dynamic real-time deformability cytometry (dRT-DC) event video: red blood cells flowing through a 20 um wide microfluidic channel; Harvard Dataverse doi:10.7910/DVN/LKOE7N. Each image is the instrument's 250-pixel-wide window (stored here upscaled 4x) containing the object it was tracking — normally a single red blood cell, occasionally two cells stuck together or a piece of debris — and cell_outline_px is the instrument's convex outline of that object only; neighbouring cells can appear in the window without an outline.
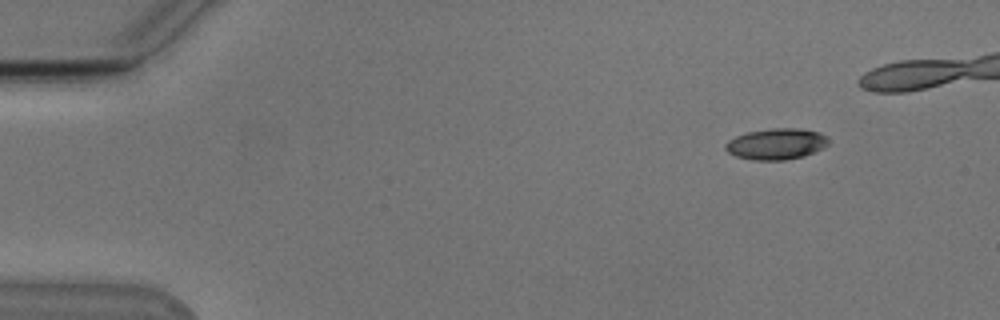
{"species": "Egyptian fruit bat (a non-hibernating species)", "species_latin": "Rousettus aegyptiacus", "temperature_condition": "cold", "stored_images_in_passage": 41, "camera_frame_rate_fps": 3000, "um_per_image_px": 0.085, "animal": {"sex": "male"}, "frame": {"image": 1, "passage_image": 1, "time_ms": 0.0, "image_size_px": [1000, 320], "cell_outline_px": [[828, 144], [824, 148], [804, 156], [784, 160], [752, 160], [736, 156], [728, 152], [724, 148], [724, 144], [728, 140], [736, 136], [748, 132], [772, 128], [796, 128], [820, 132], [828, 136]], "centroid_in_image_um": [65.99, 12.24], "position_along_channel_um": 19.0, "area_um2": 18.79}}
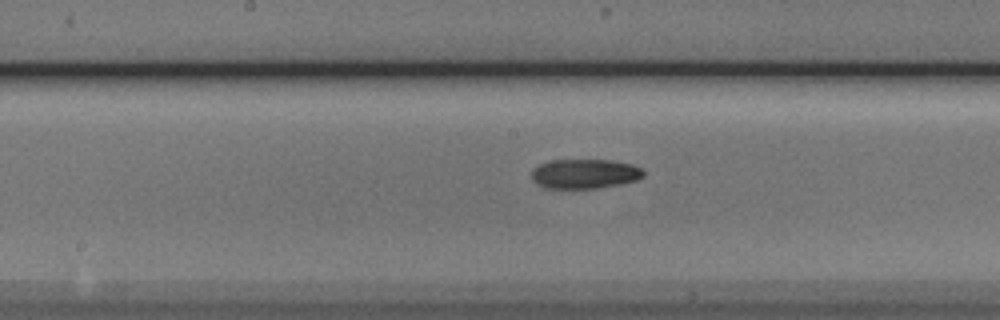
{"frame": {"image": 2, "passage_image": 23, "time_ms": 7.333, "image_size_px": [1000, 320], "cell_outline_px": [[644, 176], [636, 180], [620, 184], [596, 188], [544, 188], [536, 184], [532, 180], [532, 168], [540, 164], [552, 160], [608, 160], [632, 164], [640, 168], [644, 172]], "centroid_in_image_um": [49.67, 14.77], "position_along_channel_um": 198.5, "area_um2": 19.25}}
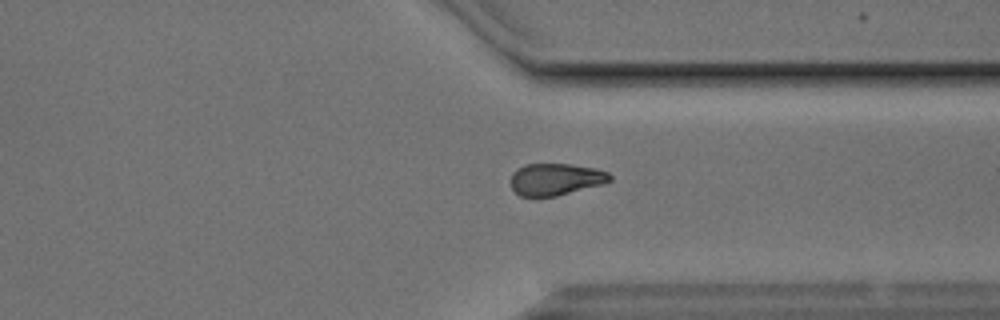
{"frame": {"image": 3, "passage_image": 36, "time_ms": 11.667, "image_size_px": [1000, 320], "cell_outline_px": [[612, 180], [604, 184], [556, 196], [520, 196], [512, 188], [508, 180], [512, 172], [516, 168], [524, 164], [572, 164], [596, 168], [608, 172], [612, 176]], "centroid_in_image_um": [47.21, 15.23], "position_along_channel_um": 364.2, "area_um2": 18.79}}